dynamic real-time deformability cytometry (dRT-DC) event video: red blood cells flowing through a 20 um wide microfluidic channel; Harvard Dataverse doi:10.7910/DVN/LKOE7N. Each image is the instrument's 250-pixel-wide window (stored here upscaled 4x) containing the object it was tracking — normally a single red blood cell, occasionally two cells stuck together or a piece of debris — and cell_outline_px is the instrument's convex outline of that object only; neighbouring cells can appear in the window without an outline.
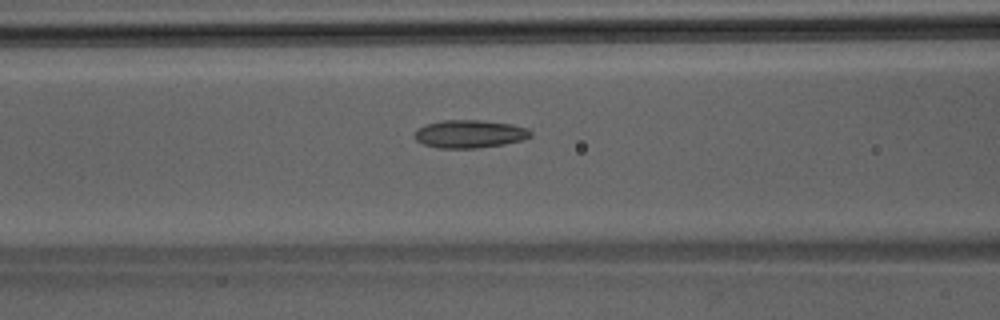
{"species": "Egyptian fruit bat (a non-hibernating species)", "species_latin": "Rousettus aegyptiacus", "temperature_condition": "room temperature", "stored_images_in_passage": 34, "camera_frame_rate_fps": 3000, "um_per_image_px": 0.085, "animal": {"sex": "male"}, "frame": {"image": 1, "passage_image": 7, "time_ms": 2.0, "image_size_px": [1000, 320], "cell_outline_px": [[532, 136], [524, 140], [504, 144], [476, 148], [440, 148], [424, 144], [416, 140], [416, 132], [424, 124], [440, 120], [480, 120], [512, 124], [528, 128], [532, 132]], "centroid_in_image_um": [39.97, 11.38], "position_along_channel_um": 126.6, "area_um2": 18.9}}
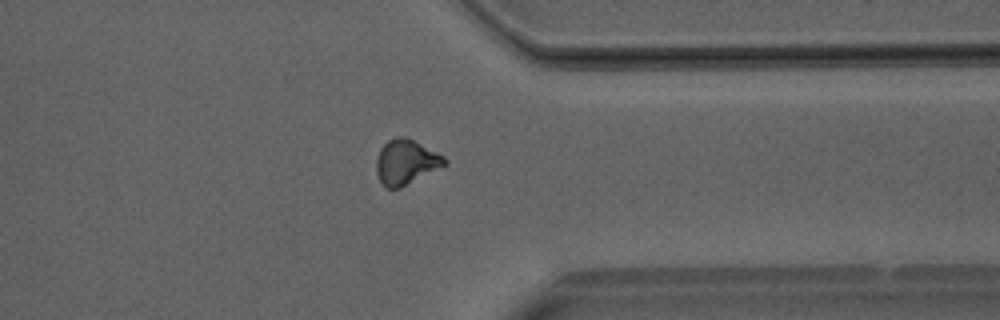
{"frame": {"image": 2, "passage_image": 24, "time_ms": 7.667, "image_size_px": [1000, 320], "cell_outline_px": [[448, 164], [400, 188], [388, 188], [380, 180], [376, 172], [376, 160], [380, 148], [388, 140], [396, 136], [404, 136], [444, 156], [448, 160]], "centroid_in_image_um": [34.51, 13.77], "position_along_channel_um": 376.9, "area_um2": 17.69}}
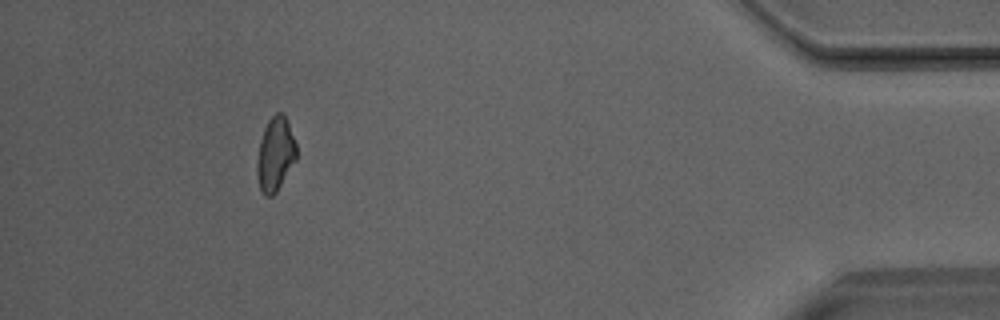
{"frame": {"image": 3, "passage_image": 30, "time_ms": 9.667, "image_size_px": [1000, 320], "cell_outline_px": [[296, 160], [276, 192], [272, 196], [264, 196], [260, 188], [256, 172], [256, 164], [260, 140], [264, 128], [268, 120], [276, 112], [284, 112], [296, 144]], "centroid_in_image_um": [23.39, 13.09], "position_along_channel_um": 411.8, "area_um2": 16.99}}